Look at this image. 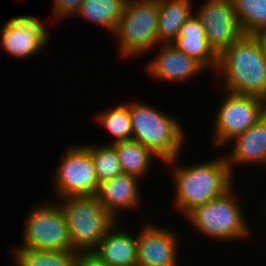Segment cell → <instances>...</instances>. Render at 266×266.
Returning <instances> with one entry per match:
<instances>
[{
    "label": "cell",
    "mask_w": 266,
    "mask_h": 266,
    "mask_svg": "<svg viewBox=\"0 0 266 266\" xmlns=\"http://www.w3.org/2000/svg\"><path fill=\"white\" fill-rule=\"evenodd\" d=\"M216 158L189 166L177 164L179 156L165 162L169 167L176 166L171 169L175 186L173 203L182 216H187L196 207L223 195L233 186L234 175L225 157Z\"/></svg>",
    "instance_id": "obj_1"
},
{
    "label": "cell",
    "mask_w": 266,
    "mask_h": 266,
    "mask_svg": "<svg viewBox=\"0 0 266 266\" xmlns=\"http://www.w3.org/2000/svg\"><path fill=\"white\" fill-rule=\"evenodd\" d=\"M216 72L223 76L224 91L266 100V54L255 35L244 34L223 50Z\"/></svg>",
    "instance_id": "obj_2"
},
{
    "label": "cell",
    "mask_w": 266,
    "mask_h": 266,
    "mask_svg": "<svg viewBox=\"0 0 266 266\" xmlns=\"http://www.w3.org/2000/svg\"><path fill=\"white\" fill-rule=\"evenodd\" d=\"M127 105L133 140L141 143L164 163L180 156L186 137L177 119L143 101H131Z\"/></svg>",
    "instance_id": "obj_3"
},
{
    "label": "cell",
    "mask_w": 266,
    "mask_h": 266,
    "mask_svg": "<svg viewBox=\"0 0 266 266\" xmlns=\"http://www.w3.org/2000/svg\"><path fill=\"white\" fill-rule=\"evenodd\" d=\"M69 230L71 247L77 252H92L117 221L96 195L60 198Z\"/></svg>",
    "instance_id": "obj_4"
},
{
    "label": "cell",
    "mask_w": 266,
    "mask_h": 266,
    "mask_svg": "<svg viewBox=\"0 0 266 266\" xmlns=\"http://www.w3.org/2000/svg\"><path fill=\"white\" fill-rule=\"evenodd\" d=\"M233 190L234 186L223 195L196 207L186 216L195 231L222 242L241 240L252 235V227L249 228Z\"/></svg>",
    "instance_id": "obj_5"
},
{
    "label": "cell",
    "mask_w": 266,
    "mask_h": 266,
    "mask_svg": "<svg viewBox=\"0 0 266 266\" xmlns=\"http://www.w3.org/2000/svg\"><path fill=\"white\" fill-rule=\"evenodd\" d=\"M157 27V0H126L113 34L119 41L121 57L129 59L150 52L159 43Z\"/></svg>",
    "instance_id": "obj_6"
},
{
    "label": "cell",
    "mask_w": 266,
    "mask_h": 266,
    "mask_svg": "<svg viewBox=\"0 0 266 266\" xmlns=\"http://www.w3.org/2000/svg\"><path fill=\"white\" fill-rule=\"evenodd\" d=\"M221 101L215 116L212 141L224 147L237 135L244 133L266 114V100L228 91Z\"/></svg>",
    "instance_id": "obj_7"
},
{
    "label": "cell",
    "mask_w": 266,
    "mask_h": 266,
    "mask_svg": "<svg viewBox=\"0 0 266 266\" xmlns=\"http://www.w3.org/2000/svg\"><path fill=\"white\" fill-rule=\"evenodd\" d=\"M26 217L20 247L66 251L73 250L65 216L58 204L42 203Z\"/></svg>",
    "instance_id": "obj_8"
},
{
    "label": "cell",
    "mask_w": 266,
    "mask_h": 266,
    "mask_svg": "<svg viewBox=\"0 0 266 266\" xmlns=\"http://www.w3.org/2000/svg\"><path fill=\"white\" fill-rule=\"evenodd\" d=\"M55 170L53 185L59 198L96 195L99 181L90 152L83 145H71Z\"/></svg>",
    "instance_id": "obj_9"
},
{
    "label": "cell",
    "mask_w": 266,
    "mask_h": 266,
    "mask_svg": "<svg viewBox=\"0 0 266 266\" xmlns=\"http://www.w3.org/2000/svg\"><path fill=\"white\" fill-rule=\"evenodd\" d=\"M1 28L0 45L14 58L35 56L45 49L50 38L45 23L32 15L10 18Z\"/></svg>",
    "instance_id": "obj_10"
},
{
    "label": "cell",
    "mask_w": 266,
    "mask_h": 266,
    "mask_svg": "<svg viewBox=\"0 0 266 266\" xmlns=\"http://www.w3.org/2000/svg\"><path fill=\"white\" fill-rule=\"evenodd\" d=\"M202 4L194 14L202 23L210 45L219 55L244 32L231 0H206Z\"/></svg>",
    "instance_id": "obj_11"
},
{
    "label": "cell",
    "mask_w": 266,
    "mask_h": 266,
    "mask_svg": "<svg viewBox=\"0 0 266 266\" xmlns=\"http://www.w3.org/2000/svg\"><path fill=\"white\" fill-rule=\"evenodd\" d=\"M150 223L137 234V266H178V234Z\"/></svg>",
    "instance_id": "obj_12"
},
{
    "label": "cell",
    "mask_w": 266,
    "mask_h": 266,
    "mask_svg": "<svg viewBox=\"0 0 266 266\" xmlns=\"http://www.w3.org/2000/svg\"><path fill=\"white\" fill-rule=\"evenodd\" d=\"M158 51L160 52L146 67V72L158 81L181 83V81L192 80L194 76L206 70L194 58L185 55L171 44H162Z\"/></svg>",
    "instance_id": "obj_13"
},
{
    "label": "cell",
    "mask_w": 266,
    "mask_h": 266,
    "mask_svg": "<svg viewBox=\"0 0 266 266\" xmlns=\"http://www.w3.org/2000/svg\"><path fill=\"white\" fill-rule=\"evenodd\" d=\"M140 178L122 173L110 180L99 183L96 193L98 201L118 221L119 212L124 209H139L143 202Z\"/></svg>",
    "instance_id": "obj_14"
},
{
    "label": "cell",
    "mask_w": 266,
    "mask_h": 266,
    "mask_svg": "<svg viewBox=\"0 0 266 266\" xmlns=\"http://www.w3.org/2000/svg\"><path fill=\"white\" fill-rule=\"evenodd\" d=\"M232 145L229 155H225L229 170L233 175L235 166L243 164L266 165V114L244 133L237 135L227 145ZM266 167V166H265Z\"/></svg>",
    "instance_id": "obj_15"
},
{
    "label": "cell",
    "mask_w": 266,
    "mask_h": 266,
    "mask_svg": "<svg viewBox=\"0 0 266 266\" xmlns=\"http://www.w3.org/2000/svg\"><path fill=\"white\" fill-rule=\"evenodd\" d=\"M171 45L185 55L194 58L206 70L216 71L218 54L210 45L202 23L194 14L182 25L179 35Z\"/></svg>",
    "instance_id": "obj_16"
},
{
    "label": "cell",
    "mask_w": 266,
    "mask_h": 266,
    "mask_svg": "<svg viewBox=\"0 0 266 266\" xmlns=\"http://www.w3.org/2000/svg\"><path fill=\"white\" fill-rule=\"evenodd\" d=\"M117 222L92 252L109 266H137V235L117 230Z\"/></svg>",
    "instance_id": "obj_17"
},
{
    "label": "cell",
    "mask_w": 266,
    "mask_h": 266,
    "mask_svg": "<svg viewBox=\"0 0 266 266\" xmlns=\"http://www.w3.org/2000/svg\"><path fill=\"white\" fill-rule=\"evenodd\" d=\"M192 0H157L158 42L171 44L180 33L182 25L194 14ZM193 11V12H192Z\"/></svg>",
    "instance_id": "obj_18"
},
{
    "label": "cell",
    "mask_w": 266,
    "mask_h": 266,
    "mask_svg": "<svg viewBox=\"0 0 266 266\" xmlns=\"http://www.w3.org/2000/svg\"><path fill=\"white\" fill-rule=\"evenodd\" d=\"M126 0H84L76 15L114 34Z\"/></svg>",
    "instance_id": "obj_19"
},
{
    "label": "cell",
    "mask_w": 266,
    "mask_h": 266,
    "mask_svg": "<svg viewBox=\"0 0 266 266\" xmlns=\"http://www.w3.org/2000/svg\"><path fill=\"white\" fill-rule=\"evenodd\" d=\"M118 155L123 173L140 179L148 173L152 159L158 158L136 140H125L111 144Z\"/></svg>",
    "instance_id": "obj_20"
},
{
    "label": "cell",
    "mask_w": 266,
    "mask_h": 266,
    "mask_svg": "<svg viewBox=\"0 0 266 266\" xmlns=\"http://www.w3.org/2000/svg\"><path fill=\"white\" fill-rule=\"evenodd\" d=\"M15 266H76L75 250H38L26 247L13 249Z\"/></svg>",
    "instance_id": "obj_21"
},
{
    "label": "cell",
    "mask_w": 266,
    "mask_h": 266,
    "mask_svg": "<svg viewBox=\"0 0 266 266\" xmlns=\"http://www.w3.org/2000/svg\"><path fill=\"white\" fill-rule=\"evenodd\" d=\"M244 34L255 35L266 28V0H231Z\"/></svg>",
    "instance_id": "obj_22"
},
{
    "label": "cell",
    "mask_w": 266,
    "mask_h": 266,
    "mask_svg": "<svg viewBox=\"0 0 266 266\" xmlns=\"http://www.w3.org/2000/svg\"><path fill=\"white\" fill-rule=\"evenodd\" d=\"M95 118L105 131L114 136L110 144L132 139V126L127 103H121L110 110L107 109L99 115L97 114Z\"/></svg>",
    "instance_id": "obj_23"
},
{
    "label": "cell",
    "mask_w": 266,
    "mask_h": 266,
    "mask_svg": "<svg viewBox=\"0 0 266 266\" xmlns=\"http://www.w3.org/2000/svg\"><path fill=\"white\" fill-rule=\"evenodd\" d=\"M90 152L99 183L110 180L120 174L122 169L115 148L111 144L100 146L84 145Z\"/></svg>",
    "instance_id": "obj_24"
},
{
    "label": "cell",
    "mask_w": 266,
    "mask_h": 266,
    "mask_svg": "<svg viewBox=\"0 0 266 266\" xmlns=\"http://www.w3.org/2000/svg\"><path fill=\"white\" fill-rule=\"evenodd\" d=\"M84 0H53V18L61 20L76 15ZM55 16V17H54Z\"/></svg>",
    "instance_id": "obj_25"
},
{
    "label": "cell",
    "mask_w": 266,
    "mask_h": 266,
    "mask_svg": "<svg viewBox=\"0 0 266 266\" xmlns=\"http://www.w3.org/2000/svg\"><path fill=\"white\" fill-rule=\"evenodd\" d=\"M76 266H109L93 252H79Z\"/></svg>",
    "instance_id": "obj_26"
},
{
    "label": "cell",
    "mask_w": 266,
    "mask_h": 266,
    "mask_svg": "<svg viewBox=\"0 0 266 266\" xmlns=\"http://www.w3.org/2000/svg\"><path fill=\"white\" fill-rule=\"evenodd\" d=\"M255 36L258 38L261 47L266 54V28L260 30L257 34H255Z\"/></svg>",
    "instance_id": "obj_27"
}]
</instances>
